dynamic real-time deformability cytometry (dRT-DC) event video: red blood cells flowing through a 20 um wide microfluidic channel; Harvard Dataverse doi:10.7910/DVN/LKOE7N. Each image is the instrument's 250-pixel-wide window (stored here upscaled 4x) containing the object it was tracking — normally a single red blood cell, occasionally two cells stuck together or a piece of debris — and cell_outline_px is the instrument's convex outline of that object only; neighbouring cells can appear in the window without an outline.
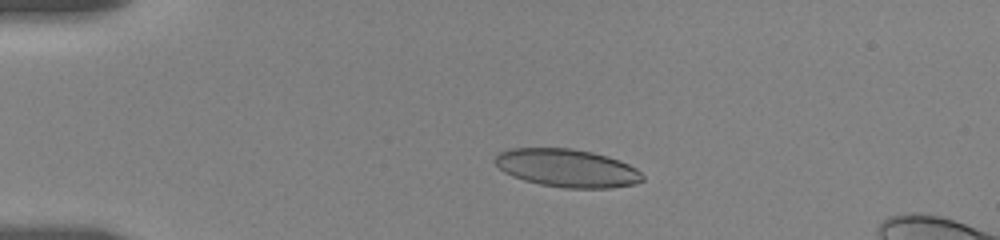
{"species": "human", "species_latin": "Homo sapiens", "temperature_condition": "room temperature", "stored_images_in_passage": 23, "camera_frame_rate_fps": 3000, "um_per_image_px": 0.085, "donor": {"sex": "female"}, "frame": {"image": 1, "passage_image": 10, "time_ms": 3.667, "image_size_px": [1000, 240], "cell_outline_px": [[644, 180], [636, 184], [612, 188], [564, 188], [540, 184], [524, 180], [512, 176], [504, 172], [492, 160], [500, 152], [512, 148], [568, 148], [592, 152], [608, 156], [620, 160], [636, 168], [644, 176]], "centroid_in_image_um": [48.22, 14.29], "position_along_channel_um": 36.8, "area_um2": 32.83}}
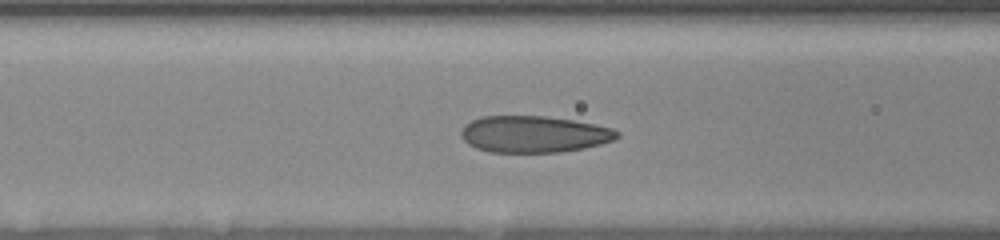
{"frame": {"image": 2, "passage_image": 18, "time_ms": 7.333, "image_size_px": [1000, 240], "cell_outline_px": [[620, 136], [612, 140], [600, 144], [584, 148], [560, 152], [492, 152], [476, 148], [468, 144], [460, 136], [460, 132], [472, 120], [480, 116], [544, 116], [572, 120], [596, 124], [612, 128], [620, 132]], "centroid_in_image_um": [45.39, 11.4], "position_along_channel_um": 121.2, "area_um2": 33.23}}
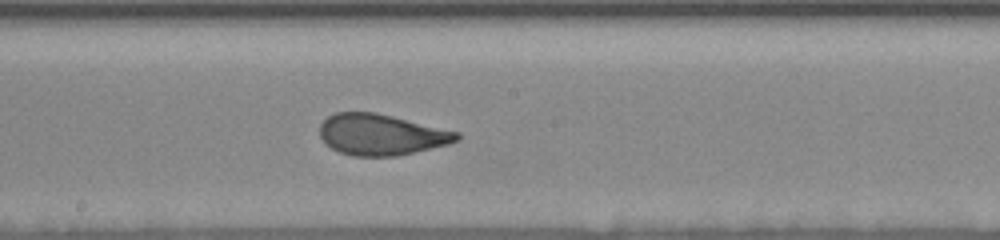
{"frame": {"image": 3, "passage_image": 23, "time_ms": 10.0, "image_size_px": [1000, 240], "cell_outline_px": [[460, 136], [456, 140], [448, 144], [396, 156], [352, 156], [340, 152], [324, 144], [320, 136], [320, 124], [328, 116], [336, 112], [376, 112], [460, 132]], "centroid_in_image_um": [32.37, 11.44], "position_along_channel_um": 215.8, "area_um2": 32.71}}